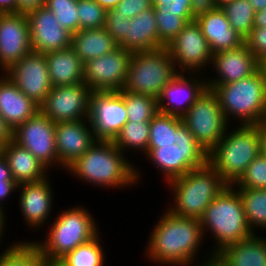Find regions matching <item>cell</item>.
Instances as JSON below:
<instances>
[{"label":"cell","instance_id":"cell-1","mask_svg":"<svg viewBox=\"0 0 266 266\" xmlns=\"http://www.w3.org/2000/svg\"><path fill=\"white\" fill-rule=\"evenodd\" d=\"M143 157L162 175L165 185L208 163V153L195 141L182 118L161 112L150 121L149 144Z\"/></svg>","mask_w":266,"mask_h":266},{"label":"cell","instance_id":"cell-2","mask_svg":"<svg viewBox=\"0 0 266 266\" xmlns=\"http://www.w3.org/2000/svg\"><path fill=\"white\" fill-rule=\"evenodd\" d=\"M162 211L147 235L145 261L155 266H191L210 253L204 248L207 239L200 220L175 215L167 208Z\"/></svg>","mask_w":266,"mask_h":266},{"label":"cell","instance_id":"cell-3","mask_svg":"<svg viewBox=\"0 0 266 266\" xmlns=\"http://www.w3.org/2000/svg\"><path fill=\"white\" fill-rule=\"evenodd\" d=\"M136 164L113 141L97 140L65 173L90 187L101 188V191L133 190L140 186L144 177L143 169Z\"/></svg>","mask_w":266,"mask_h":266},{"label":"cell","instance_id":"cell-4","mask_svg":"<svg viewBox=\"0 0 266 266\" xmlns=\"http://www.w3.org/2000/svg\"><path fill=\"white\" fill-rule=\"evenodd\" d=\"M91 210L85 204L65 207L49 222L41 239L30 237L22 240H33L46 260H61L77 246L91 241L100 233V225Z\"/></svg>","mask_w":266,"mask_h":266},{"label":"cell","instance_id":"cell-5","mask_svg":"<svg viewBox=\"0 0 266 266\" xmlns=\"http://www.w3.org/2000/svg\"><path fill=\"white\" fill-rule=\"evenodd\" d=\"M200 221L204 239H212L205 247L210 252H219L225 246L253 235L246 222L240 194L233 185H227L216 196L205 208Z\"/></svg>","mask_w":266,"mask_h":266},{"label":"cell","instance_id":"cell-6","mask_svg":"<svg viewBox=\"0 0 266 266\" xmlns=\"http://www.w3.org/2000/svg\"><path fill=\"white\" fill-rule=\"evenodd\" d=\"M227 185L218 172L207 163L165 185L167 187L164 190L168 188L171 198L168 199L170 203L166 202L168 207H165L175 215L200 220L205 208Z\"/></svg>","mask_w":266,"mask_h":266},{"label":"cell","instance_id":"cell-7","mask_svg":"<svg viewBox=\"0 0 266 266\" xmlns=\"http://www.w3.org/2000/svg\"><path fill=\"white\" fill-rule=\"evenodd\" d=\"M207 88L218 95L229 124L259 125L266 122V80L260 69L239 81L207 85Z\"/></svg>","mask_w":266,"mask_h":266},{"label":"cell","instance_id":"cell-8","mask_svg":"<svg viewBox=\"0 0 266 266\" xmlns=\"http://www.w3.org/2000/svg\"><path fill=\"white\" fill-rule=\"evenodd\" d=\"M259 154L260 124L230 125L208 153V163L228 185H233Z\"/></svg>","mask_w":266,"mask_h":266},{"label":"cell","instance_id":"cell-9","mask_svg":"<svg viewBox=\"0 0 266 266\" xmlns=\"http://www.w3.org/2000/svg\"><path fill=\"white\" fill-rule=\"evenodd\" d=\"M179 72L166 46L132 53L123 90L152 96L156 99L162 89Z\"/></svg>","mask_w":266,"mask_h":266},{"label":"cell","instance_id":"cell-10","mask_svg":"<svg viewBox=\"0 0 266 266\" xmlns=\"http://www.w3.org/2000/svg\"><path fill=\"white\" fill-rule=\"evenodd\" d=\"M182 121L207 153L217 145L230 126L221 110L218 95L209 88L189 107Z\"/></svg>","mask_w":266,"mask_h":266},{"label":"cell","instance_id":"cell-11","mask_svg":"<svg viewBox=\"0 0 266 266\" xmlns=\"http://www.w3.org/2000/svg\"><path fill=\"white\" fill-rule=\"evenodd\" d=\"M166 47L179 73L207 76L208 68H211L213 54L195 20L188 22Z\"/></svg>","mask_w":266,"mask_h":266},{"label":"cell","instance_id":"cell-12","mask_svg":"<svg viewBox=\"0 0 266 266\" xmlns=\"http://www.w3.org/2000/svg\"><path fill=\"white\" fill-rule=\"evenodd\" d=\"M50 180V181H49ZM50 175L37 182L19 184L17 187L18 207L24 225L29 230L42 231L54 218L55 190ZM53 186V187H52ZM52 213V214H51ZM53 215V216H52ZM26 223V224H25ZM45 226V227H44ZM36 230V231H35Z\"/></svg>","mask_w":266,"mask_h":266},{"label":"cell","instance_id":"cell-13","mask_svg":"<svg viewBox=\"0 0 266 266\" xmlns=\"http://www.w3.org/2000/svg\"><path fill=\"white\" fill-rule=\"evenodd\" d=\"M55 126L39 111L12 131V140L30 151L49 170H59L55 143ZM56 167V168H55Z\"/></svg>","mask_w":266,"mask_h":266},{"label":"cell","instance_id":"cell-14","mask_svg":"<svg viewBox=\"0 0 266 266\" xmlns=\"http://www.w3.org/2000/svg\"><path fill=\"white\" fill-rule=\"evenodd\" d=\"M87 119L97 140L113 141L128 122L124 97L118 91H92Z\"/></svg>","mask_w":266,"mask_h":266},{"label":"cell","instance_id":"cell-15","mask_svg":"<svg viewBox=\"0 0 266 266\" xmlns=\"http://www.w3.org/2000/svg\"><path fill=\"white\" fill-rule=\"evenodd\" d=\"M132 53L118 47L84 63V83L92 91L123 90Z\"/></svg>","mask_w":266,"mask_h":266},{"label":"cell","instance_id":"cell-16","mask_svg":"<svg viewBox=\"0 0 266 266\" xmlns=\"http://www.w3.org/2000/svg\"><path fill=\"white\" fill-rule=\"evenodd\" d=\"M91 93L85 83L52 87L40 111L55 124L87 119Z\"/></svg>","mask_w":266,"mask_h":266},{"label":"cell","instance_id":"cell-17","mask_svg":"<svg viewBox=\"0 0 266 266\" xmlns=\"http://www.w3.org/2000/svg\"><path fill=\"white\" fill-rule=\"evenodd\" d=\"M5 75L39 106L44 103L52 88L44 53L31 51L7 70Z\"/></svg>","mask_w":266,"mask_h":266},{"label":"cell","instance_id":"cell-18","mask_svg":"<svg viewBox=\"0 0 266 266\" xmlns=\"http://www.w3.org/2000/svg\"><path fill=\"white\" fill-rule=\"evenodd\" d=\"M32 51L29 21L25 13L0 14V74Z\"/></svg>","mask_w":266,"mask_h":266},{"label":"cell","instance_id":"cell-19","mask_svg":"<svg viewBox=\"0 0 266 266\" xmlns=\"http://www.w3.org/2000/svg\"><path fill=\"white\" fill-rule=\"evenodd\" d=\"M206 88L205 75L179 73L162 89L158 111L182 118Z\"/></svg>","mask_w":266,"mask_h":266},{"label":"cell","instance_id":"cell-20","mask_svg":"<svg viewBox=\"0 0 266 266\" xmlns=\"http://www.w3.org/2000/svg\"><path fill=\"white\" fill-rule=\"evenodd\" d=\"M26 15L32 51L46 54L71 47L73 33L58 23L52 11L42 7Z\"/></svg>","mask_w":266,"mask_h":266},{"label":"cell","instance_id":"cell-21","mask_svg":"<svg viewBox=\"0 0 266 266\" xmlns=\"http://www.w3.org/2000/svg\"><path fill=\"white\" fill-rule=\"evenodd\" d=\"M258 69V59L245 44L236 49L220 51L213 54L209 69L213 72L206 76L207 85L239 81L251 76Z\"/></svg>","mask_w":266,"mask_h":266},{"label":"cell","instance_id":"cell-22","mask_svg":"<svg viewBox=\"0 0 266 266\" xmlns=\"http://www.w3.org/2000/svg\"><path fill=\"white\" fill-rule=\"evenodd\" d=\"M96 141L88 119L56 123L55 143L59 169L65 172Z\"/></svg>","mask_w":266,"mask_h":266},{"label":"cell","instance_id":"cell-23","mask_svg":"<svg viewBox=\"0 0 266 266\" xmlns=\"http://www.w3.org/2000/svg\"><path fill=\"white\" fill-rule=\"evenodd\" d=\"M40 111V106L23 94L5 74H0V116L14 131Z\"/></svg>","mask_w":266,"mask_h":266},{"label":"cell","instance_id":"cell-24","mask_svg":"<svg viewBox=\"0 0 266 266\" xmlns=\"http://www.w3.org/2000/svg\"><path fill=\"white\" fill-rule=\"evenodd\" d=\"M195 21L200 26L212 54L236 49L244 44V38L230 26L229 20L221 8L211 11Z\"/></svg>","mask_w":266,"mask_h":266},{"label":"cell","instance_id":"cell-25","mask_svg":"<svg viewBox=\"0 0 266 266\" xmlns=\"http://www.w3.org/2000/svg\"><path fill=\"white\" fill-rule=\"evenodd\" d=\"M0 153L7 160L12 178L18 185L41 181L51 175L41 161L13 140L3 146Z\"/></svg>","mask_w":266,"mask_h":266},{"label":"cell","instance_id":"cell-26","mask_svg":"<svg viewBox=\"0 0 266 266\" xmlns=\"http://www.w3.org/2000/svg\"><path fill=\"white\" fill-rule=\"evenodd\" d=\"M118 46L131 53L159 48L154 7L139 12L128 20L127 37Z\"/></svg>","mask_w":266,"mask_h":266},{"label":"cell","instance_id":"cell-27","mask_svg":"<svg viewBox=\"0 0 266 266\" xmlns=\"http://www.w3.org/2000/svg\"><path fill=\"white\" fill-rule=\"evenodd\" d=\"M52 87L84 83V63L72 47L45 54Z\"/></svg>","mask_w":266,"mask_h":266},{"label":"cell","instance_id":"cell-28","mask_svg":"<svg viewBox=\"0 0 266 266\" xmlns=\"http://www.w3.org/2000/svg\"><path fill=\"white\" fill-rule=\"evenodd\" d=\"M264 235L253 234L247 239L225 246L218 253L229 266H266V235Z\"/></svg>","mask_w":266,"mask_h":266},{"label":"cell","instance_id":"cell-29","mask_svg":"<svg viewBox=\"0 0 266 266\" xmlns=\"http://www.w3.org/2000/svg\"><path fill=\"white\" fill-rule=\"evenodd\" d=\"M71 47L83 63L118 48L117 42L104 27L78 30L72 35Z\"/></svg>","mask_w":266,"mask_h":266},{"label":"cell","instance_id":"cell-30","mask_svg":"<svg viewBox=\"0 0 266 266\" xmlns=\"http://www.w3.org/2000/svg\"><path fill=\"white\" fill-rule=\"evenodd\" d=\"M149 136L150 122L128 121L114 138L113 142L131 161L137 162V156L141 154L139 156L141 158L147 152ZM133 153L136 154V160L132 158L134 156ZM130 155L133 156L130 157Z\"/></svg>","mask_w":266,"mask_h":266},{"label":"cell","instance_id":"cell-31","mask_svg":"<svg viewBox=\"0 0 266 266\" xmlns=\"http://www.w3.org/2000/svg\"><path fill=\"white\" fill-rule=\"evenodd\" d=\"M158 26L159 48L167 46L188 24L194 21L190 9H175L167 6L154 7Z\"/></svg>","mask_w":266,"mask_h":266},{"label":"cell","instance_id":"cell-32","mask_svg":"<svg viewBox=\"0 0 266 266\" xmlns=\"http://www.w3.org/2000/svg\"><path fill=\"white\" fill-rule=\"evenodd\" d=\"M0 266H45L46 259L33 240H17L0 249Z\"/></svg>","mask_w":266,"mask_h":266},{"label":"cell","instance_id":"cell-33","mask_svg":"<svg viewBox=\"0 0 266 266\" xmlns=\"http://www.w3.org/2000/svg\"><path fill=\"white\" fill-rule=\"evenodd\" d=\"M236 189L240 194L248 228L253 234H266V189Z\"/></svg>","mask_w":266,"mask_h":266},{"label":"cell","instance_id":"cell-34","mask_svg":"<svg viewBox=\"0 0 266 266\" xmlns=\"http://www.w3.org/2000/svg\"><path fill=\"white\" fill-rule=\"evenodd\" d=\"M100 232L91 241L77 246L69 252L61 261L67 266H105L107 262V250L104 249V234ZM101 236V237H100ZM106 253V254H105ZM106 260V262H105Z\"/></svg>","mask_w":266,"mask_h":266},{"label":"cell","instance_id":"cell-35","mask_svg":"<svg viewBox=\"0 0 266 266\" xmlns=\"http://www.w3.org/2000/svg\"><path fill=\"white\" fill-rule=\"evenodd\" d=\"M125 101V108L130 122H150L159 112L157 99L126 90L118 91Z\"/></svg>","mask_w":266,"mask_h":266},{"label":"cell","instance_id":"cell-36","mask_svg":"<svg viewBox=\"0 0 266 266\" xmlns=\"http://www.w3.org/2000/svg\"><path fill=\"white\" fill-rule=\"evenodd\" d=\"M230 26L244 39L254 28L255 11L248 0H234L221 8Z\"/></svg>","mask_w":266,"mask_h":266},{"label":"cell","instance_id":"cell-37","mask_svg":"<svg viewBox=\"0 0 266 266\" xmlns=\"http://www.w3.org/2000/svg\"><path fill=\"white\" fill-rule=\"evenodd\" d=\"M45 7L52 11L62 27L72 33L79 30L77 0H46Z\"/></svg>","mask_w":266,"mask_h":266},{"label":"cell","instance_id":"cell-38","mask_svg":"<svg viewBox=\"0 0 266 266\" xmlns=\"http://www.w3.org/2000/svg\"><path fill=\"white\" fill-rule=\"evenodd\" d=\"M79 30L105 26L106 10L95 0H77Z\"/></svg>","mask_w":266,"mask_h":266},{"label":"cell","instance_id":"cell-39","mask_svg":"<svg viewBox=\"0 0 266 266\" xmlns=\"http://www.w3.org/2000/svg\"><path fill=\"white\" fill-rule=\"evenodd\" d=\"M235 188L266 189V157H255L241 177L233 184Z\"/></svg>","mask_w":266,"mask_h":266},{"label":"cell","instance_id":"cell-40","mask_svg":"<svg viewBox=\"0 0 266 266\" xmlns=\"http://www.w3.org/2000/svg\"><path fill=\"white\" fill-rule=\"evenodd\" d=\"M128 17L119 14L114 8L106 11V31L114 38L119 45L127 37Z\"/></svg>","mask_w":266,"mask_h":266},{"label":"cell","instance_id":"cell-41","mask_svg":"<svg viewBox=\"0 0 266 266\" xmlns=\"http://www.w3.org/2000/svg\"><path fill=\"white\" fill-rule=\"evenodd\" d=\"M244 44L258 61L266 56V27H254L244 39Z\"/></svg>","mask_w":266,"mask_h":266},{"label":"cell","instance_id":"cell-42","mask_svg":"<svg viewBox=\"0 0 266 266\" xmlns=\"http://www.w3.org/2000/svg\"><path fill=\"white\" fill-rule=\"evenodd\" d=\"M153 7L152 0H120L114 8L128 19L134 18L139 12Z\"/></svg>","mask_w":266,"mask_h":266},{"label":"cell","instance_id":"cell-43","mask_svg":"<svg viewBox=\"0 0 266 266\" xmlns=\"http://www.w3.org/2000/svg\"><path fill=\"white\" fill-rule=\"evenodd\" d=\"M217 6L214 0H191V17L193 20L211 12L215 11Z\"/></svg>","mask_w":266,"mask_h":266},{"label":"cell","instance_id":"cell-44","mask_svg":"<svg viewBox=\"0 0 266 266\" xmlns=\"http://www.w3.org/2000/svg\"><path fill=\"white\" fill-rule=\"evenodd\" d=\"M17 187L18 184L15 181H2V183H0V208L3 211H7V206L8 203L5 204V202L7 200H11L10 197H12V199L14 198V194L17 193Z\"/></svg>","mask_w":266,"mask_h":266},{"label":"cell","instance_id":"cell-45","mask_svg":"<svg viewBox=\"0 0 266 266\" xmlns=\"http://www.w3.org/2000/svg\"><path fill=\"white\" fill-rule=\"evenodd\" d=\"M229 266L218 252H210L207 256L198 259L191 266Z\"/></svg>","mask_w":266,"mask_h":266},{"label":"cell","instance_id":"cell-46","mask_svg":"<svg viewBox=\"0 0 266 266\" xmlns=\"http://www.w3.org/2000/svg\"><path fill=\"white\" fill-rule=\"evenodd\" d=\"M46 0H17V13H29L38 8L45 7Z\"/></svg>","mask_w":266,"mask_h":266},{"label":"cell","instance_id":"cell-47","mask_svg":"<svg viewBox=\"0 0 266 266\" xmlns=\"http://www.w3.org/2000/svg\"><path fill=\"white\" fill-rule=\"evenodd\" d=\"M12 140V130L0 116V149Z\"/></svg>","mask_w":266,"mask_h":266},{"label":"cell","instance_id":"cell-48","mask_svg":"<svg viewBox=\"0 0 266 266\" xmlns=\"http://www.w3.org/2000/svg\"><path fill=\"white\" fill-rule=\"evenodd\" d=\"M2 181H14L7 160L0 153V183Z\"/></svg>","mask_w":266,"mask_h":266},{"label":"cell","instance_id":"cell-49","mask_svg":"<svg viewBox=\"0 0 266 266\" xmlns=\"http://www.w3.org/2000/svg\"><path fill=\"white\" fill-rule=\"evenodd\" d=\"M17 13V0H0V14Z\"/></svg>","mask_w":266,"mask_h":266},{"label":"cell","instance_id":"cell-50","mask_svg":"<svg viewBox=\"0 0 266 266\" xmlns=\"http://www.w3.org/2000/svg\"><path fill=\"white\" fill-rule=\"evenodd\" d=\"M7 212L3 211L1 208H0V248L1 246L3 247L4 244L6 241H3L4 239V235L6 234L5 232H7V221H9L8 219H10L8 216H7ZM3 242V243H2Z\"/></svg>","mask_w":266,"mask_h":266},{"label":"cell","instance_id":"cell-51","mask_svg":"<svg viewBox=\"0 0 266 266\" xmlns=\"http://www.w3.org/2000/svg\"><path fill=\"white\" fill-rule=\"evenodd\" d=\"M254 27H266V8L255 12Z\"/></svg>","mask_w":266,"mask_h":266},{"label":"cell","instance_id":"cell-52","mask_svg":"<svg viewBox=\"0 0 266 266\" xmlns=\"http://www.w3.org/2000/svg\"><path fill=\"white\" fill-rule=\"evenodd\" d=\"M260 154L266 157V122L260 124Z\"/></svg>","mask_w":266,"mask_h":266},{"label":"cell","instance_id":"cell-53","mask_svg":"<svg viewBox=\"0 0 266 266\" xmlns=\"http://www.w3.org/2000/svg\"><path fill=\"white\" fill-rule=\"evenodd\" d=\"M169 7L175 9H190L191 0H174L169 4Z\"/></svg>","mask_w":266,"mask_h":266},{"label":"cell","instance_id":"cell-54","mask_svg":"<svg viewBox=\"0 0 266 266\" xmlns=\"http://www.w3.org/2000/svg\"><path fill=\"white\" fill-rule=\"evenodd\" d=\"M98 2L106 11L115 8L120 0H95Z\"/></svg>","mask_w":266,"mask_h":266},{"label":"cell","instance_id":"cell-55","mask_svg":"<svg viewBox=\"0 0 266 266\" xmlns=\"http://www.w3.org/2000/svg\"><path fill=\"white\" fill-rule=\"evenodd\" d=\"M255 12L266 8V0H248Z\"/></svg>","mask_w":266,"mask_h":266},{"label":"cell","instance_id":"cell-56","mask_svg":"<svg viewBox=\"0 0 266 266\" xmlns=\"http://www.w3.org/2000/svg\"><path fill=\"white\" fill-rule=\"evenodd\" d=\"M259 69L266 80V56L259 61Z\"/></svg>","mask_w":266,"mask_h":266},{"label":"cell","instance_id":"cell-57","mask_svg":"<svg viewBox=\"0 0 266 266\" xmlns=\"http://www.w3.org/2000/svg\"><path fill=\"white\" fill-rule=\"evenodd\" d=\"M172 1L174 0H152V3H153V7H157V6H162V5L167 6Z\"/></svg>","mask_w":266,"mask_h":266},{"label":"cell","instance_id":"cell-58","mask_svg":"<svg viewBox=\"0 0 266 266\" xmlns=\"http://www.w3.org/2000/svg\"><path fill=\"white\" fill-rule=\"evenodd\" d=\"M45 266H67L61 260H46Z\"/></svg>","mask_w":266,"mask_h":266},{"label":"cell","instance_id":"cell-59","mask_svg":"<svg viewBox=\"0 0 266 266\" xmlns=\"http://www.w3.org/2000/svg\"><path fill=\"white\" fill-rule=\"evenodd\" d=\"M217 8H223L225 5L230 4L234 0H214Z\"/></svg>","mask_w":266,"mask_h":266}]
</instances>
